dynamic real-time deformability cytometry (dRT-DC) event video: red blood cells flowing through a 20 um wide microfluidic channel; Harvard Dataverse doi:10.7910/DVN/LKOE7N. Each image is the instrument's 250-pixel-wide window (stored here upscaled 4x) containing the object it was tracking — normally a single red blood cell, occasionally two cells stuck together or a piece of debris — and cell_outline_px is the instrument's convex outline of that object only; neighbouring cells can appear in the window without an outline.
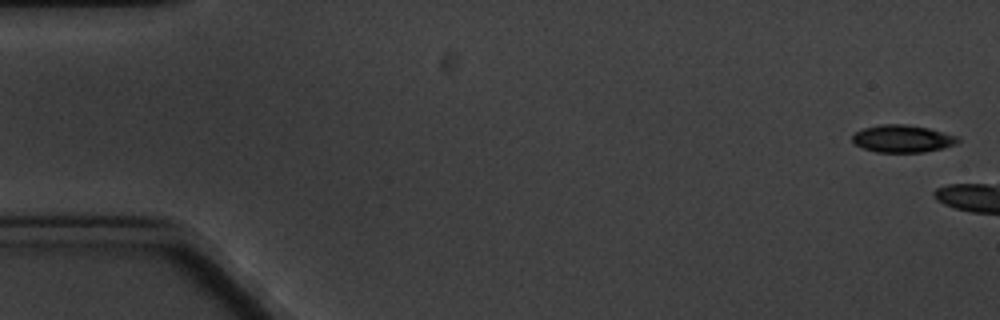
{"species": "common noctule bat (a hibernating species)", "species_latin": "Nyctalus noctula", "temperature_condition": "cold", "stored_images_in_passage": 3, "camera_frame_rate_fps": 3000, "um_per_image_px": 0.085, "animal": {"sex": "male", "body_mass_g": 20.1, "forearm_length_mm": 53.5}, "frame": {"image": 1, "passage_image": 1, "time_ms": 0.0, "image_size_px": [1000, 320], "cell_outline_px": [[960, 140], [956, 144], [944, 148], [924, 152], [876, 152], [864, 148], [856, 144], [852, 140], [852, 136], [856, 132], [864, 128], [880, 124], [904, 124], [928, 128], [960, 136]], "centroid_in_image_um": [76.76, 11.79], "position_along_channel_um": 8.2, "area_um2": 16.88}}